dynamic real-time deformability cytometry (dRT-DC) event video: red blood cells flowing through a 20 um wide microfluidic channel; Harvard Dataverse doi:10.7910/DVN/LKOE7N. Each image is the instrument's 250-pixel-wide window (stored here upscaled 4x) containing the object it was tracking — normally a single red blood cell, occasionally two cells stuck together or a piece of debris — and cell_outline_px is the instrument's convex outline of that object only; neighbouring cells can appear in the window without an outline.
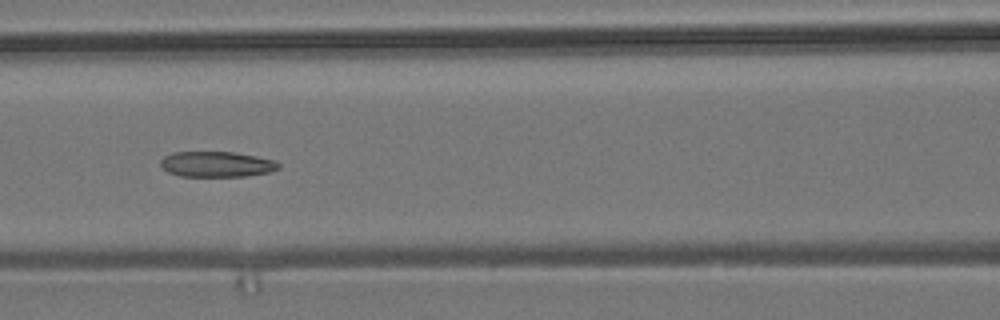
{"species": "common noctule bat (a hibernating species)", "species_latin": "Nyctalus noctula", "temperature_condition": "room temperature", "stored_images_in_passage": 7, "camera_frame_rate_fps": 3000, "um_per_image_px": 0.085, "animal": {"sex": "male", "body_mass_g": 19.2, "forearm_length_mm": 51.8}, "frame": {"image": 1, "passage_image": 3, "time_ms": 2.0, "image_size_px": [1000, 320], "cell_outline_px": [[280, 168], [268, 172], [244, 176], [180, 176], [168, 172], [160, 164], [160, 160], [164, 156], [172, 152], [232, 152], [256, 156], [276, 160], [280, 164]], "centroid_in_image_um": [18.41, 13.95], "position_along_channel_um": 148.2, "area_um2": 17.51}}
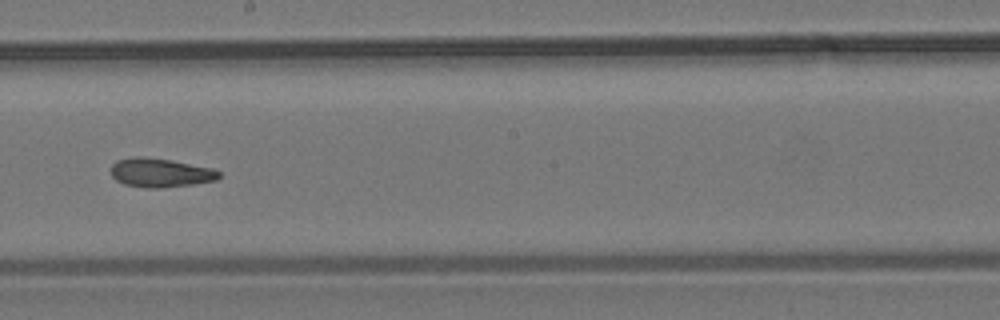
{"frame": {"image": 2, "passage_image": 5, "time_ms": 4.333, "image_size_px": [1000, 320], "cell_outline_px": [[220, 176], [216, 180], [192, 184], [160, 188], [148, 188], [124, 184], [116, 180], [112, 176], [112, 164], [116, 160], [132, 156], [140, 156], [172, 160], [212, 168], [220, 172]], "centroid_in_image_um": [13.61, 14.67], "position_along_channel_um": 234.6, "area_um2": 18.21}}
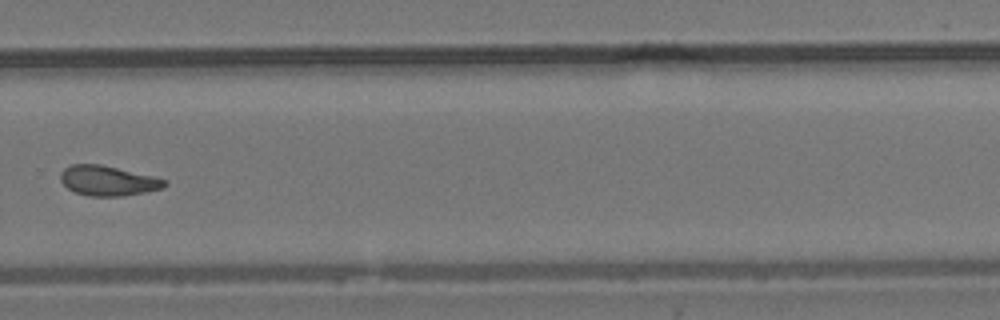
{"frame": {"image": 3, "passage_image": 7, "time_ms": 6.667, "image_size_px": [1000, 320], "cell_outline_px": [[168, 184], [164, 188], [144, 192], [120, 196], [88, 196], [76, 192], [68, 188], [60, 180], [60, 172], [64, 168], [72, 164], [100, 164], [152, 176], [168, 180]], "centroid_in_image_um": [9.17, 15.36], "position_along_channel_um": 320.6, "area_um2": 18.09}}